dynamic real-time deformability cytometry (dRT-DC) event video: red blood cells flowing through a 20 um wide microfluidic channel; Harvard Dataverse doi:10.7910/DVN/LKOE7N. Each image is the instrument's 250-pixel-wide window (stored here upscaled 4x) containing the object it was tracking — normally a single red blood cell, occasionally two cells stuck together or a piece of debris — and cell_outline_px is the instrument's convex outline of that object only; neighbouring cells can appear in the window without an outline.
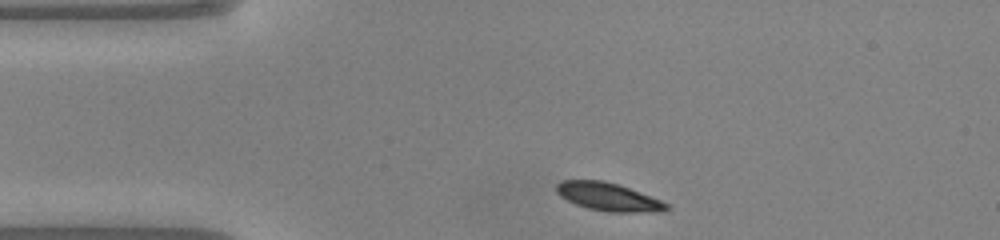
{"species": "common noctule bat (a hibernating species)", "species_latin": "Nyctalus noctula", "temperature_condition": "warm", "stored_images_in_passage": 40, "camera_frame_rate_fps": 3000, "um_per_image_px": 0.085, "animal": {"sex": "male", "body_mass_g": 20.0, "forearm_length_mm": 53.3}, "frame": {"image": 1, "passage_image": 1, "time_ms": 0.0, "image_size_px": [1000, 240], "cell_outline_px": [[672, 208], [660, 212], [608, 212], [588, 208], [576, 204], [560, 196], [556, 192], [556, 184], [560, 180], [604, 180], [628, 188], [660, 200], [668, 204]], "centroid_in_image_um": [51.7, 16.73], "position_along_channel_um": 33.3, "area_um2": 17.92}}
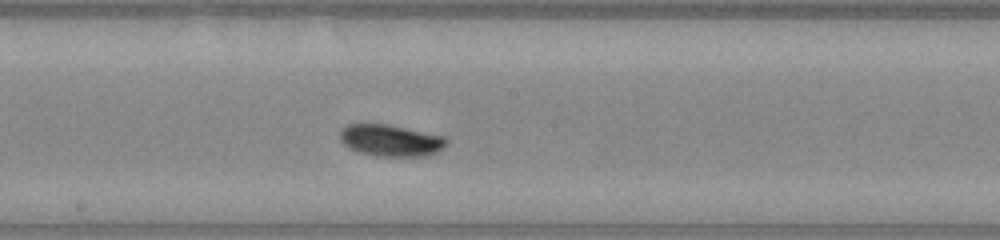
{"frame": {"image": 2, "passage_image": 17, "time_ms": 5.333, "image_size_px": [1000, 240], "cell_outline_px": [[448, 140], [444, 148], [428, 156], [376, 156], [360, 152], [348, 148], [340, 140], [340, 132], [348, 124], [388, 124], [448, 136]], "centroid_in_image_um": [33.27, 11.93], "position_along_channel_um": 214.9, "area_um2": 19.88}}
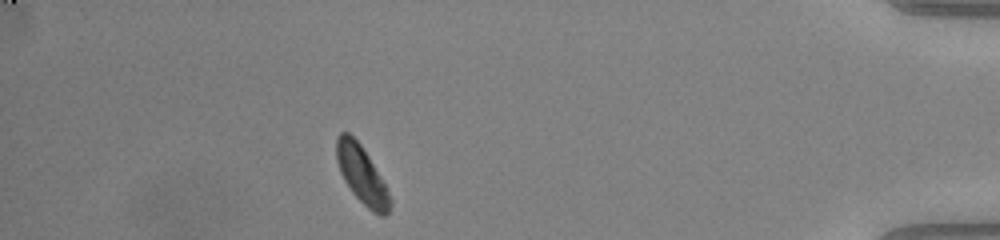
{"frame": {"image": 3, "passage_image": 35, "time_ms": 11.333, "image_size_px": [1000, 240], "cell_outline_px": [[392, 204], [388, 212], [384, 216], [380, 216], [372, 212], [352, 192], [344, 180], [340, 172], [336, 160], [336, 140], [340, 132], [348, 132], [360, 144], [368, 156], [380, 176], [392, 200]], "centroid_in_image_um": [30.74, 14.87], "position_along_channel_um": 404.5, "area_um2": 17.74}, "authors_computed_cell_mechanics": {"area_um2": 19.0451, "velocity_mm_per_s": 4.0641, "shape_relaxation_time_tau1_ms": 2.7751, "shape_relaxation_time_tau2_ms": null, "deformation_change_tau1": 0.1129, "deformation_change_tau2": null}}